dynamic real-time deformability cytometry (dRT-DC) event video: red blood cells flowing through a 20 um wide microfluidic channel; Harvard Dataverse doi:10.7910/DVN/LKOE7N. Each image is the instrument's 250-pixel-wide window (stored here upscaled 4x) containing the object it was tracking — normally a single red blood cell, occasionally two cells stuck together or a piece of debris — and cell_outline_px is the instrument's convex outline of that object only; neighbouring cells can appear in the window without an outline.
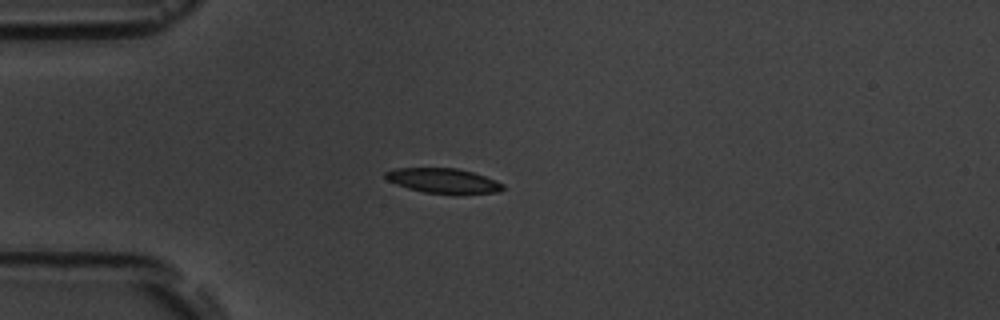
{"species": "common noctule bat (a hibernating species)", "species_latin": "Nyctalus noctula", "temperature_condition": "room temperature", "stored_images_in_passage": 10, "camera_frame_rate_fps": 3000, "um_per_image_px": 0.085, "animal": {"sex": "male", "body_mass_g": 19.5, "forearm_length_mm": 54.6}, "frame": {"image": 1, "passage_image": 1, "time_ms": 0.0, "image_size_px": [1000, 320], "cell_outline_px": [[504, 188], [500, 192], [456, 196], [424, 192], [408, 188], [396, 184], [388, 180], [384, 176], [384, 172], [396, 168], [456, 168], [472, 172], [484, 176], [504, 184]], "centroid_in_image_um": [37.72, 15.4], "position_along_channel_um": 47.3, "area_um2": 17.46}}
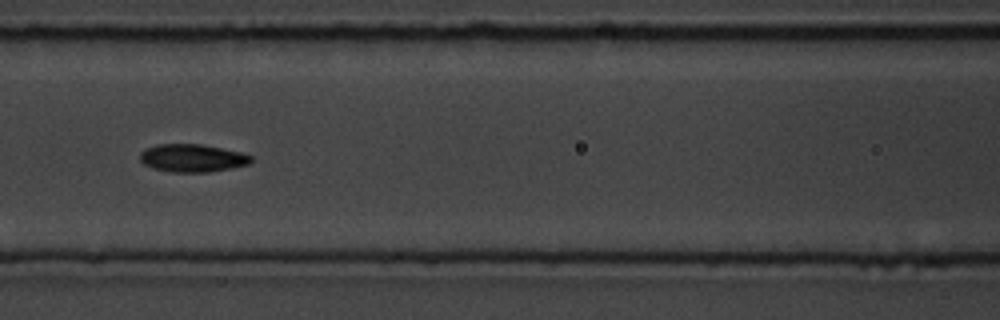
{"frame": {"image": 2, "passage_image": 4, "time_ms": 3.333, "image_size_px": [1000, 320], "cell_outline_px": [[252, 160], [248, 164], [232, 168], [208, 172], [172, 172], [152, 168], [144, 164], [140, 160], [140, 152], [144, 148], [156, 144], [200, 144], [240, 152], [252, 156]], "centroid_in_image_um": [16.31, 13.43], "position_along_channel_um": 150.3, "area_um2": 18.03}}
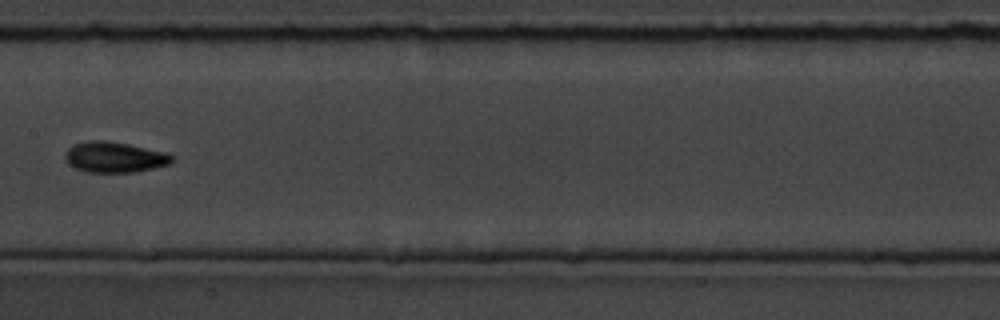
{"frame": {"image": 3, "passage_image": 5, "time_ms": 4.667, "image_size_px": [1000, 320], "cell_outline_px": [[172, 160], [168, 164], [136, 172], [88, 172], [76, 168], [68, 164], [64, 160], [64, 156], [68, 148], [72, 144], [88, 140], [104, 140], [128, 144], [168, 152], [172, 156]], "centroid_in_image_um": [9.69, 13.34], "position_along_channel_um": 197.7, "area_um2": 19.13}, "authors_computed_cell_mechanics": {"area_um2": 17.8024, "velocity_mm_per_s": 3.565, "shape_relaxation_time_tau1_ms": 2.7342, "shape_relaxation_time_tau2_ms": null, "deformation_change_tau1": 0.0829, "deformation_change_tau2": null}}